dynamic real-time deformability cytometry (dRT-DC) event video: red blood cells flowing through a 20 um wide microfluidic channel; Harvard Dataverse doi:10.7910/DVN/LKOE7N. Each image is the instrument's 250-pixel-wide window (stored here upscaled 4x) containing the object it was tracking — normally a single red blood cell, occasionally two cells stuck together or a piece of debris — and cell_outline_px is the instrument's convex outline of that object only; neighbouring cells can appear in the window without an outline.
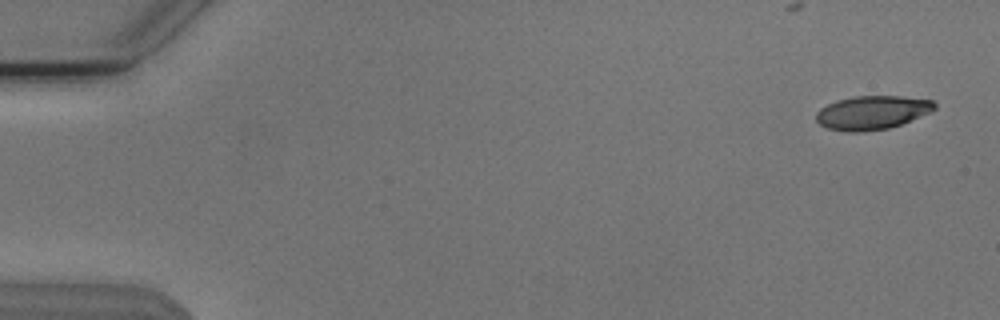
{"species": "Egyptian fruit bat (a non-hibernating species)", "species_latin": "Rousettus aegyptiacus", "temperature_condition": "cold", "stored_images_in_passage": 17, "camera_frame_rate_fps": 3000, "um_per_image_px": 0.085, "animal": {"sex": "male"}, "frame": {"image": 1, "passage_image": 1, "time_ms": 0.0, "image_size_px": [1000, 320], "cell_outline_px": [[936, 108], [932, 112], [900, 124], [888, 128], [860, 132], [848, 132], [828, 128], [820, 124], [816, 120], [816, 112], [820, 108], [836, 100], [856, 96], [900, 96], [932, 100], [936, 104]], "centroid_in_image_um": [74.13, 9.56], "position_along_channel_um": 10.9, "area_um2": 23.24}}
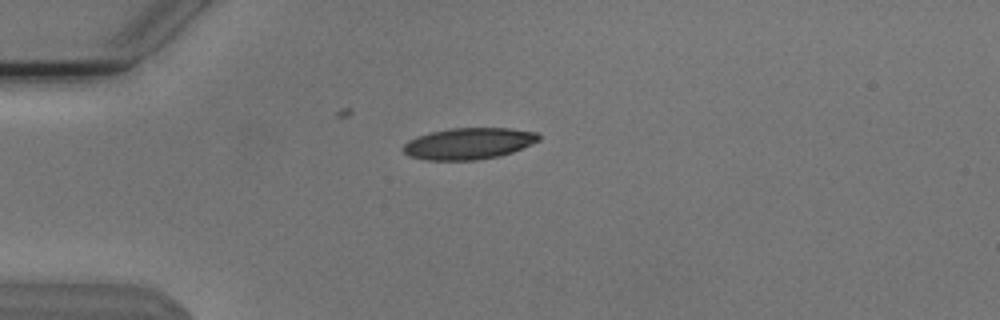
{"frame": {"image": 2, "passage_image": 13, "time_ms": 4.0, "image_size_px": [1000, 320], "cell_outline_px": [[540, 140], [512, 152], [500, 156], [476, 160], [428, 160], [408, 156], [400, 148], [408, 140], [416, 136], [432, 132], [452, 128], [512, 128], [536, 132], [540, 136]], "centroid_in_image_um": [39.82, 12.2], "position_along_channel_um": 45.2, "area_um2": 24.91}}